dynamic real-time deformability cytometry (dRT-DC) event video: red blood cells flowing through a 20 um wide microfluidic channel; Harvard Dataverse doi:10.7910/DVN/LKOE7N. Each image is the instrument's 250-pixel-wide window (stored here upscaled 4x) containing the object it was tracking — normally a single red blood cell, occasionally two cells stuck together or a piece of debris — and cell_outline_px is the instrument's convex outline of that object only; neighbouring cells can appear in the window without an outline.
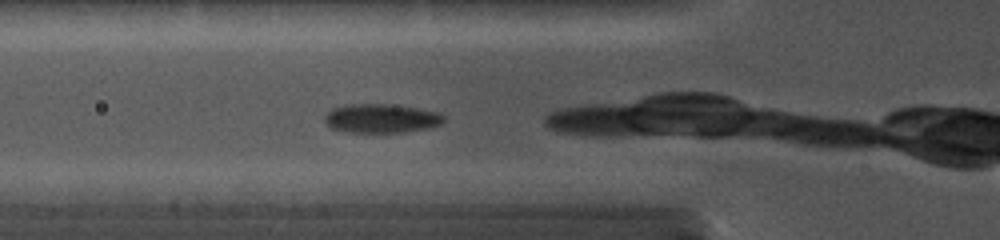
{"species": "common noctule bat (a hibernating species)", "species_latin": "Nyctalus noctula", "temperature_condition": "cold", "stored_images_in_passage": 8, "camera_frame_rate_fps": 5000, "um_per_image_px": 0.085, "animal": {"sex": "female", "body_mass_g": 19.0, "forearm_length_mm": 56.7}, "frame": {"image": 1, "passage_image": 2, "time_ms": 0.6, "image_size_px": [1000, 240], "cell_outline_px": [[444, 120], [440, 124], [428, 128], [404, 132], [348, 132], [332, 128], [324, 120], [324, 116], [328, 112], [336, 108], [360, 104], [384, 104], [416, 108], [432, 112], [444, 116]], "centroid_in_image_um": [32.4, 10.08], "position_along_channel_um": 93.4, "area_um2": 19.42}}